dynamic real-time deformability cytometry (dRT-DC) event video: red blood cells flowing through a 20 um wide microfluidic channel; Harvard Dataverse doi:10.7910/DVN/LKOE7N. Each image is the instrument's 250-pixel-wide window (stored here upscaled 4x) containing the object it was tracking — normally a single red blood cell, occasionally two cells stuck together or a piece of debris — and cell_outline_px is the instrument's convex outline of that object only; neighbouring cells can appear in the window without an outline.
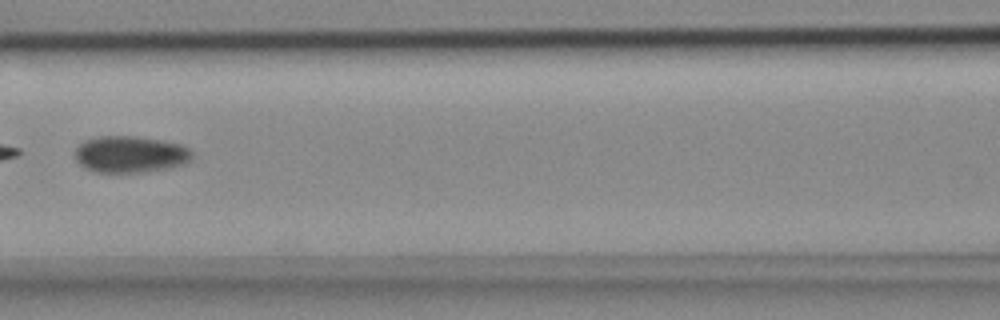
{"species": "common noctule bat (a hibernating species)", "species_latin": "Nyctalus noctula", "temperature_condition": "cold", "stored_images_in_passage": 4, "camera_frame_rate_fps": 3000, "um_per_image_px": 0.085, "animal": {"sex": "female", "body_mass_g": 18.4}, "frame": {"image": 1, "passage_image": 4, "time_ms": 1.0, "image_size_px": [1000, 320], "cell_outline_px": [[192, 160], [184, 164], [168, 168], [144, 172], [92, 172], [84, 168], [76, 160], [76, 148], [84, 140], [100, 136], [132, 136], [160, 140], [180, 144], [188, 148], [192, 152]], "centroid_in_image_um": [11.07, 13.12], "position_along_channel_um": 155.5, "area_um2": 25.03}}